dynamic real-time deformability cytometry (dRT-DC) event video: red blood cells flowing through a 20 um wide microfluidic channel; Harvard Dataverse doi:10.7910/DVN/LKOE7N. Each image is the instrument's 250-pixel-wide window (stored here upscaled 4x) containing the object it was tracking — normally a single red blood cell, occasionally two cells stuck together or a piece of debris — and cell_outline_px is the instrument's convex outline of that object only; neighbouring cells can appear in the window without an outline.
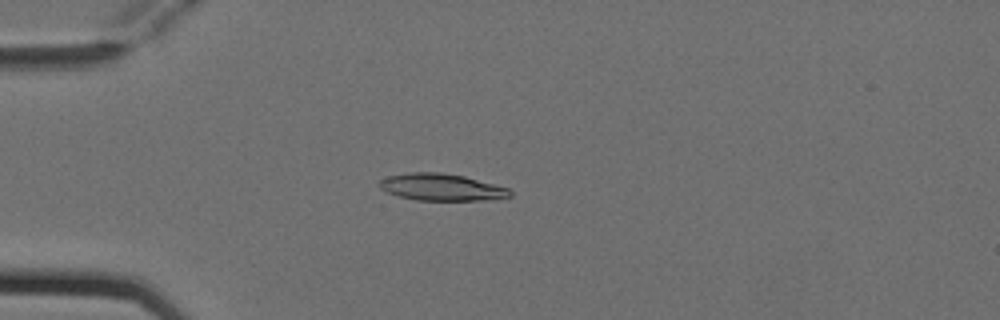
{"species": "Egyptian fruit bat (a non-hibernating species)", "species_latin": "Rousettus aegyptiacus", "temperature_condition": "cold", "stored_images_in_passage": 3, "camera_frame_rate_fps": 3000, "um_per_image_px": 0.085, "animal": {"sex": "female"}, "frame": {"image": 1, "passage_image": 2, "time_ms": 0.333, "image_size_px": [1000, 320], "cell_outline_px": [[512, 196], [480, 200], [416, 200], [400, 196], [388, 192], [380, 188], [376, 184], [380, 180], [388, 176], [412, 172], [440, 172], [464, 176], [508, 188], [512, 192]], "centroid_in_image_um": [37.49, 15.9], "position_along_channel_um": 47.5, "area_um2": 20.29}}